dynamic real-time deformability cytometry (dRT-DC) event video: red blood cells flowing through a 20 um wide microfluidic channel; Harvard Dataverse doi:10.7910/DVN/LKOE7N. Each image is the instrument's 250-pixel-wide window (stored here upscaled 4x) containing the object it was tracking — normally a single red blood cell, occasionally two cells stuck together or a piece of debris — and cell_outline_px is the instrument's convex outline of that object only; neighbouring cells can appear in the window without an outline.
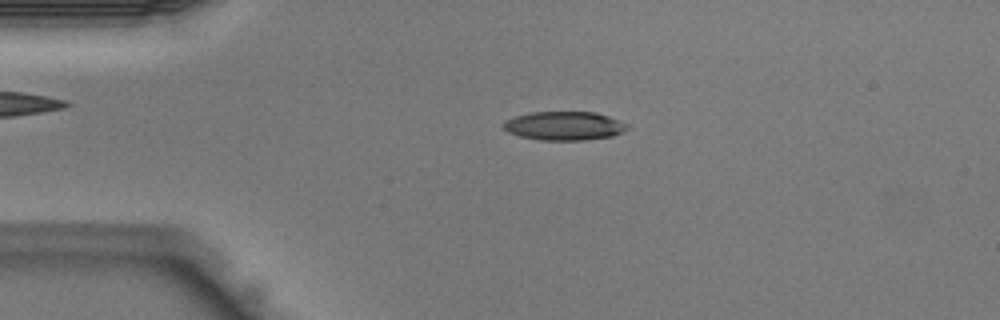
{"species": "Egyptian fruit bat (a non-hibernating species)", "species_latin": "Rousettus aegyptiacus", "temperature_condition": "warm", "stored_images_in_passage": 42, "camera_frame_rate_fps": 3000, "um_per_image_px": 0.085, "animal": {"sex": "male"}, "frame": {"image": 1, "passage_image": 9, "time_ms": 2.667, "image_size_px": [1000, 320], "cell_outline_px": [[628, 128], [612, 136], [584, 140], [540, 140], [520, 136], [508, 132], [500, 124], [504, 120], [528, 112], [596, 112], [608, 116], [628, 124]], "centroid_in_image_um": [47.91, 10.69], "position_along_channel_um": 37.1, "area_um2": 20.75}}
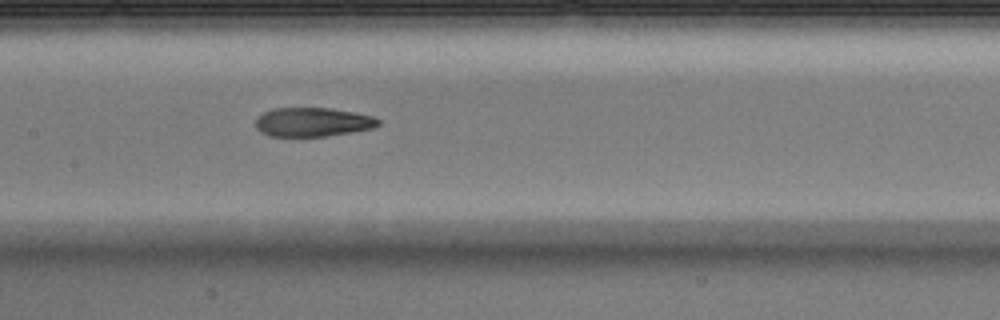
{"frame": {"image": 2, "passage_image": 20, "time_ms": 6.333, "image_size_px": [1000, 320], "cell_outline_px": [[380, 124], [372, 128], [352, 132], [328, 136], [268, 136], [260, 132], [256, 128], [256, 120], [264, 112], [276, 108], [332, 108], [356, 112], [372, 116], [380, 120]], "centroid_in_image_um": [26.6, 10.38], "position_along_channel_um": 180.8, "area_um2": 20.75}}
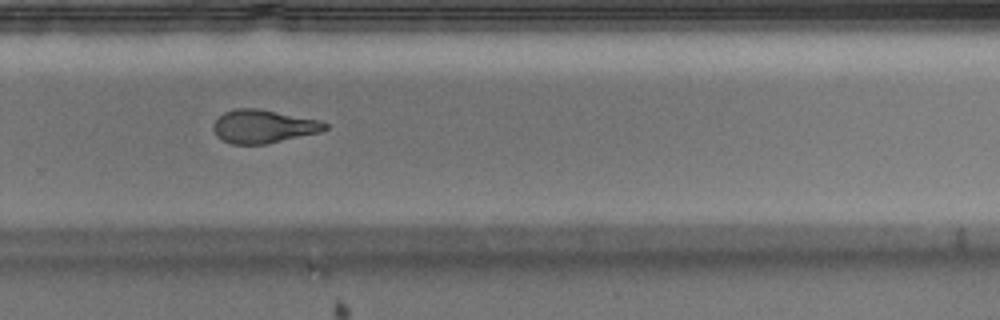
{"frame": {"image": 3, "passage_image": 28, "time_ms": 9.0, "image_size_px": [1000, 320], "cell_outline_px": [[328, 128], [320, 132], [268, 144], [232, 144], [216, 136], [212, 128], [212, 124], [224, 112], [236, 108], [260, 108], [320, 120], [328, 124]], "centroid_in_image_um": [22.39, 10.74], "position_along_channel_um": 307.4, "area_um2": 21.85}}